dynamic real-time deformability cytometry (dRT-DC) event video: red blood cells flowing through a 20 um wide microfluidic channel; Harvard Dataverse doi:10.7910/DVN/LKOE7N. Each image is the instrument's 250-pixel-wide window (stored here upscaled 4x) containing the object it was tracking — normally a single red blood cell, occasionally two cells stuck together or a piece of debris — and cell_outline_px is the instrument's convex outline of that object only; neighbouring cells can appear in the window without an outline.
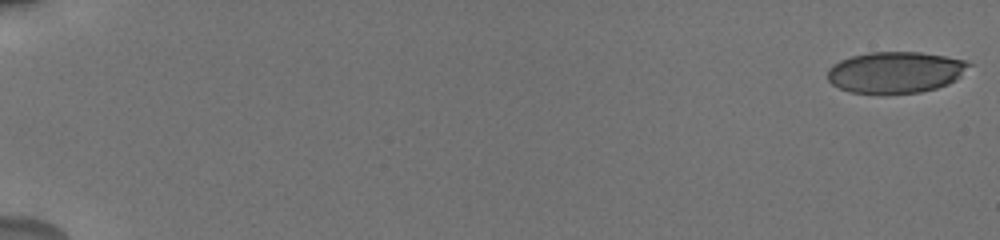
{"species": "human", "species_latin": "Homo sapiens", "temperature_condition": "cold", "stored_images_in_passage": 61, "camera_frame_rate_fps": 3000, "um_per_image_px": 0.085, "donor": {"sex": "male"}, "frame": {"image": 1, "passage_image": 1, "time_ms": 0.0, "image_size_px": [1000, 240], "cell_outline_px": [[972, 64], [956, 80], [948, 84], [936, 88], [920, 92], [852, 92], [840, 88], [832, 84], [828, 80], [828, 68], [832, 64], [840, 60], [852, 56], [868, 52], [920, 52], [944, 56], [964, 60]], "centroid_in_image_um": [76.11, 6.12], "position_along_channel_um": 8.9, "area_um2": 33.64}}
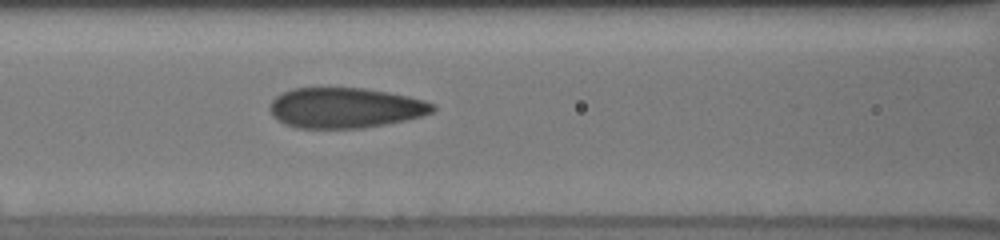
{"frame": {"image": 2, "passage_image": 26, "time_ms": 8.667, "image_size_px": [1000, 240], "cell_outline_px": [[436, 108], [432, 112], [420, 116], [404, 120], [364, 128], [296, 128], [284, 124], [272, 116], [268, 108], [272, 100], [276, 96], [292, 88], [364, 88], [388, 92], [408, 96], [424, 100], [436, 104]], "centroid_in_image_um": [29.31, 9.17], "position_along_channel_um": 137.3, "area_um2": 38.38}}
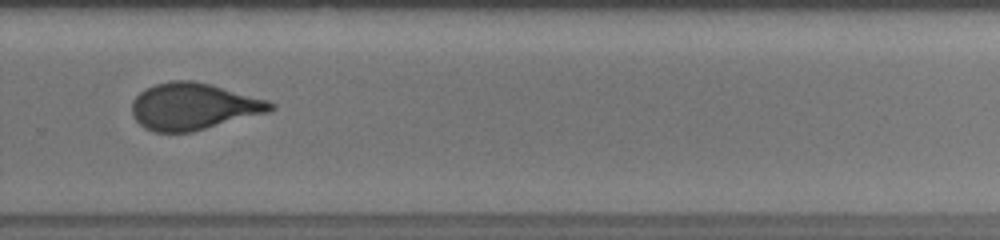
{"frame": {"image": 3, "passage_image": 43, "time_ms": 13.333, "image_size_px": [1000, 240], "cell_outline_px": [[276, 108], [268, 112], [192, 132], [156, 132], [144, 128], [132, 116], [132, 100], [140, 92], [156, 84], [172, 80], [192, 80], [212, 84], [268, 100], [276, 104]], "centroid_in_image_um": [16.45, 9.04], "position_along_channel_um": 313.4, "area_um2": 37.8}, "authors_computed_cell_mechanics": {"area_um2": 37.5122, "velocity_mm_per_s": 3.7789, "shape_relaxation_time_tau1_ms": 4.9506, "shape_relaxation_time_tau2_ms": 0.7587, "deformation_change_tau1": 0.1711, "deformation_change_tau2": 0.0769}}